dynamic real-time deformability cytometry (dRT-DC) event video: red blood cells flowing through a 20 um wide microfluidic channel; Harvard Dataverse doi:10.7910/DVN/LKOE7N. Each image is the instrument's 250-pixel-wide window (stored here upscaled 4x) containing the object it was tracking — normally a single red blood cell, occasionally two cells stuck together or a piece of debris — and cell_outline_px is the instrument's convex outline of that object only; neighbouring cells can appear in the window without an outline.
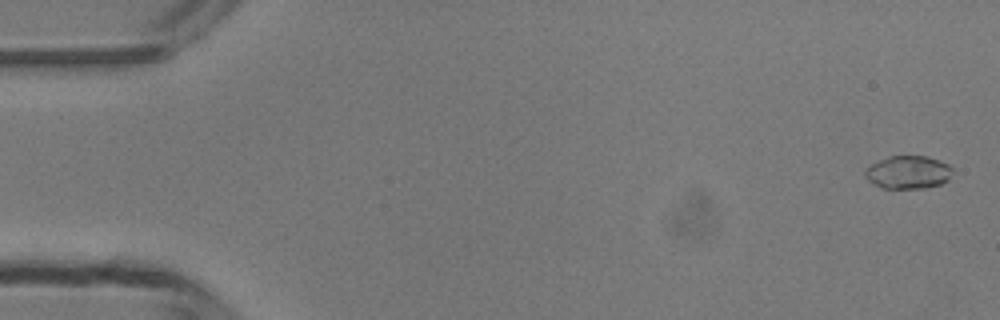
{"species": "common noctule bat (a hibernating species)", "species_latin": "Nyctalus noctula", "temperature_condition": "room temperature", "stored_images_in_passage": 50, "camera_frame_rate_fps": 3000, "um_per_image_px": 0.085, "animal": {"sex": "male", "body_mass_g": 13.3}, "frame": {"image": 1, "passage_image": 2, "time_ms": 0.333, "image_size_px": [1000, 320], "cell_outline_px": [[952, 172], [948, 180], [940, 184], [924, 188], [884, 188], [868, 180], [864, 176], [864, 168], [888, 156], [928, 156], [940, 160], [948, 164], [952, 168]], "centroid_in_image_um": [77.19, 14.63], "position_along_channel_um": 7.8, "area_um2": 16.82}}
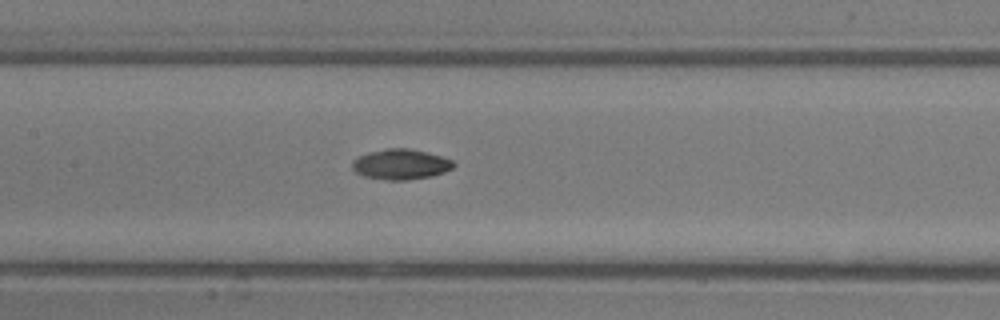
{"frame": {"image": 2, "passage_image": 24, "time_ms": 7.667, "image_size_px": [1000, 320], "cell_outline_px": [[456, 164], [452, 168], [444, 172], [428, 176], [404, 180], [388, 180], [364, 176], [356, 172], [352, 168], [352, 160], [368, 152], [384, 148], [408, 148], [440, 156], [452, 160]], "centroid_in_image_um": [34.03, 13.95], "position_along_channel_um": 173.4, "area_um2": 17.69}}
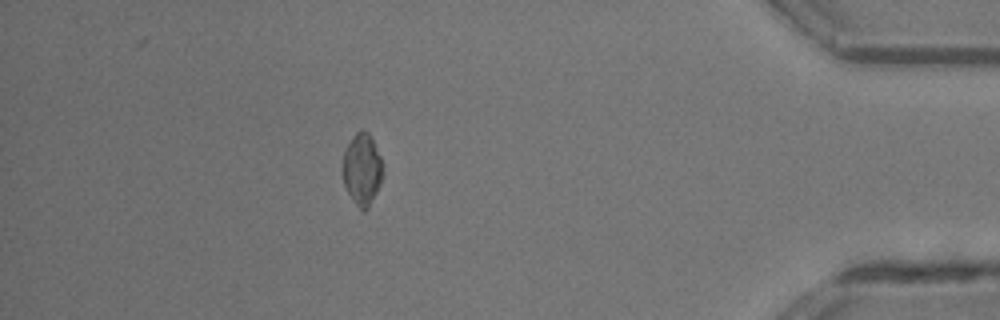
{"frame": {"image": 3, "passage_image": 44, "time_ms": 14.333, "image_size_px": [1000, 320], "cell_outline_px": [[380, 184], [368, 208], [364, 212], [356, 204], [348, 192], [344, 184], [340, 168], [344, 148], [352, 136], [356, 132], [368, 132], [380, 156]], "centroid_in_image_um": [30.7, 14.38], "position_along_channel_um": 404.5, "area_um2": 16.47}, "authors_computed_cell_mechanics": {"area_um2": 17.051, "velocity_mm_per_s": 4.2173, "shape_relaxation_time_tau1_ms": 5.1944, "shape_relaxation_time_tau2_ms": null, "deformation_change_tau1": 0.1388, "deformation_change_tau2": null}}